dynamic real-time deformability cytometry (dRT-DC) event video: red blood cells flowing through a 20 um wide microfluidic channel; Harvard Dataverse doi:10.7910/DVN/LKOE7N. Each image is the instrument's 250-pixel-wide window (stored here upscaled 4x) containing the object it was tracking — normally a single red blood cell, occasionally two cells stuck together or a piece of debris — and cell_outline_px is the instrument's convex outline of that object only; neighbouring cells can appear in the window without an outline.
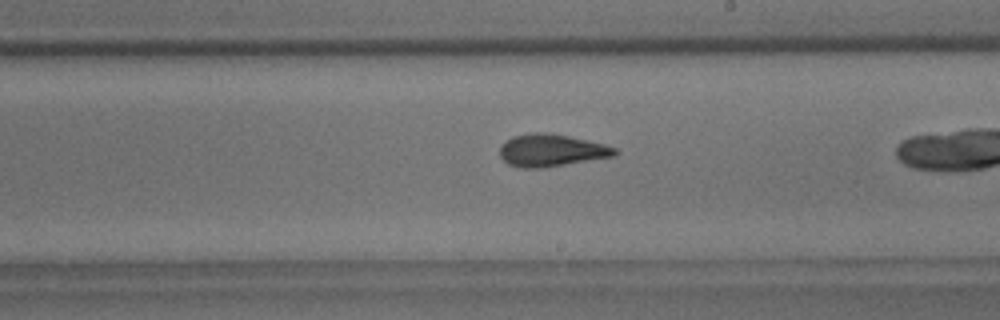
{"species": "common noctule bat (a hibernating species)", "species_latin": "Nyctalus noctula", "temperature_condition": "room temperature", "stored_images_in_passage": 27, "camera_frame_rate_fps": 3000, "um_per_image_px": 0.085, "animal": {"sex": "male", "body_mass_g": 18.8}, "frame": {"image": 1, "passage_image": 16, "time_ms": 5.0, "image_size_px": [1000, 320], "cell_outline_px": [[620, 152], [616, 156], [540, 168], [520, 168], [508, 164], [500, 156], [500, 144], [504, 140], [512, 136], [532, 132], [544, 132], [568, 136], [588, 140], [604, 144], [616, 148]], "centroid_in_image_um": [46.85, 12.77], "position_along_channel_um": 242.2, "area_um2": 21.85}}
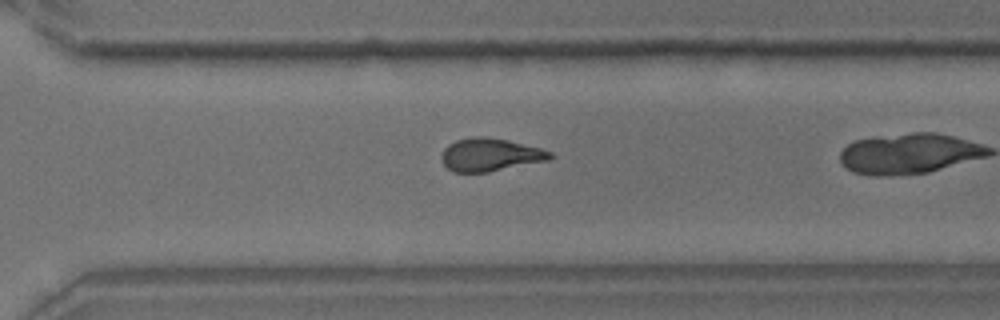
{"frame": {"image": 2, "passage_image": 23, "time_ms": 7.333, "image_size_px": [1000, 320], "cell_outline_px": [[552, 156], [548, 160], [488, 172], [452, 172], [444, 164], [440, 156], [444, 148], [448, 144], [456, 140], [476, 136], [484, 136], [508, 140], [540, 148], [552, 152]], "centroid_in_image_um": [41.63, 13.15], "position_along_channel_um": 329.0, "area_um2": 20.75}}